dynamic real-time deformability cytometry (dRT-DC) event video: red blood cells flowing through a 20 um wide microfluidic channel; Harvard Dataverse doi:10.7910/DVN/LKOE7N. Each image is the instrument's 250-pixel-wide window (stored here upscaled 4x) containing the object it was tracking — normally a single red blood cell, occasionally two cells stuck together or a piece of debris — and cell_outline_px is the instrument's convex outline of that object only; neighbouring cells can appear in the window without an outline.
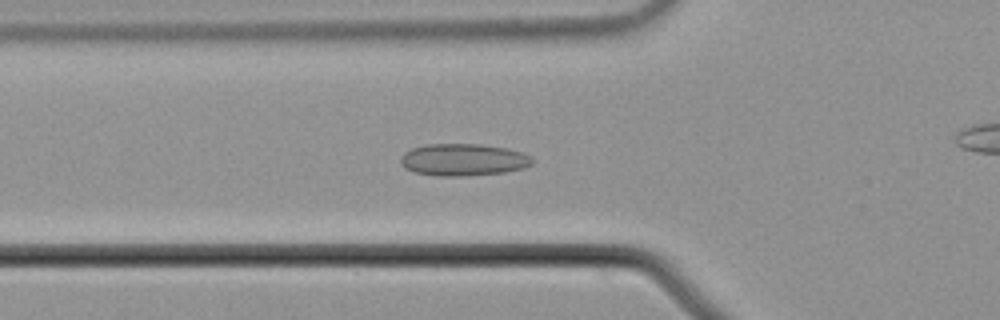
{"species": "common noctule bat (a hibernating species)", "species_latin": "Nyctalus noctula", "temperature_condition": "cold", "stored_images_in_passage": 28, "camera_frame_rate_fps": 3000, "um_per_image_px": 0.085, "animal": {"sex": "male", "body_mass_g": 21.5, "forearm_length_mm": 52.0}, "frame": {"image": 1, "passage_image": 2, "time_ms": 0.333, "image_size_px": [1000, 320], "cell_outline_px": [[536, 160], [532, 164], [524, 168], [504, 172], [464, 176], [436, 176], [412, 172], [404, 168], [400, 164], [400, 156], [404, 152], [412, 148], [428, 144], [480, 144], [508, 148], [532, 156]], "centroid_in_image_um": [39.37, 13.58], "position_along_channel_um": 86.4, "area_um2": 24.97}}
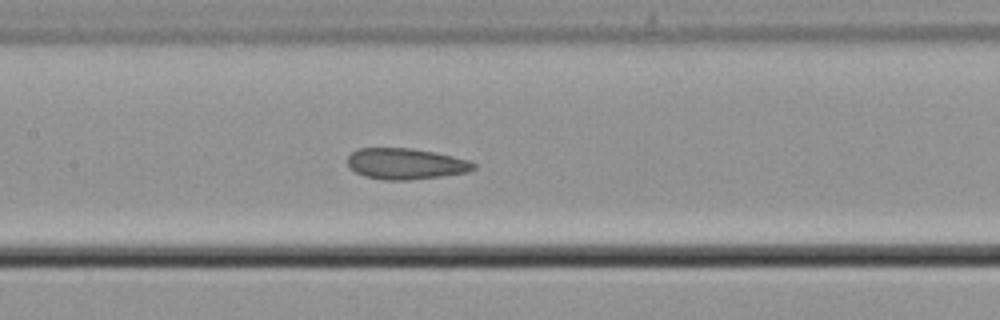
{"frame": {"image": 2, "passage_image": 9, "time_ms": 2.667, "image_size_px": [1000, 320], "cell_outline_px": [[476, 168], [468, 172], [440, 176], [408, 180], [384, 180], [364, 176], [348, 168], [348, 156], [352, 152], [360, 148], [412, 148], [436, 152], [468, 160], [476, 164]], "centroid_in_image_um": [34.47, 13.92], "position_along_channel_um": 172.9, "area_um2": 22.83}}
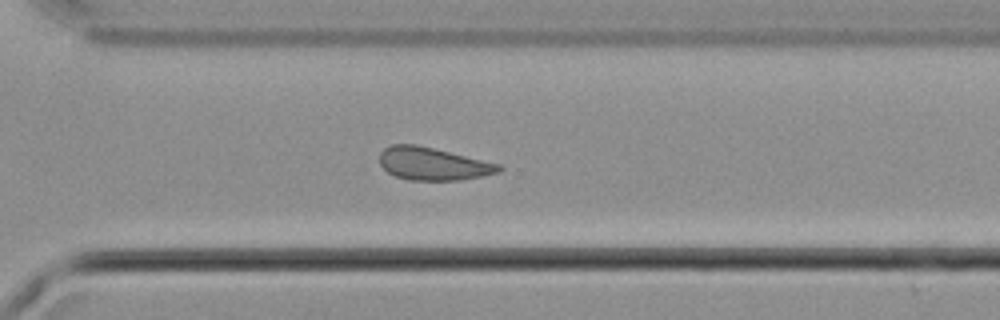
{"frame": {"image": 3, "passage_image": 22, "time_ms": 7.0, "image_size_px": [1000, 320], "cell_outline_px": [[504, 168], [500, 172], [484, 176], [460, 180], [408, 180], [396, 176], [388, 172], [380, 164], [380, 152], [384, 148], [392, 144], [416, 144], [500, 164]], "centroid_in_image_um": [36.81, 13.93], "position_along_channel_um": 333.8, "area_um2": 22.72}}